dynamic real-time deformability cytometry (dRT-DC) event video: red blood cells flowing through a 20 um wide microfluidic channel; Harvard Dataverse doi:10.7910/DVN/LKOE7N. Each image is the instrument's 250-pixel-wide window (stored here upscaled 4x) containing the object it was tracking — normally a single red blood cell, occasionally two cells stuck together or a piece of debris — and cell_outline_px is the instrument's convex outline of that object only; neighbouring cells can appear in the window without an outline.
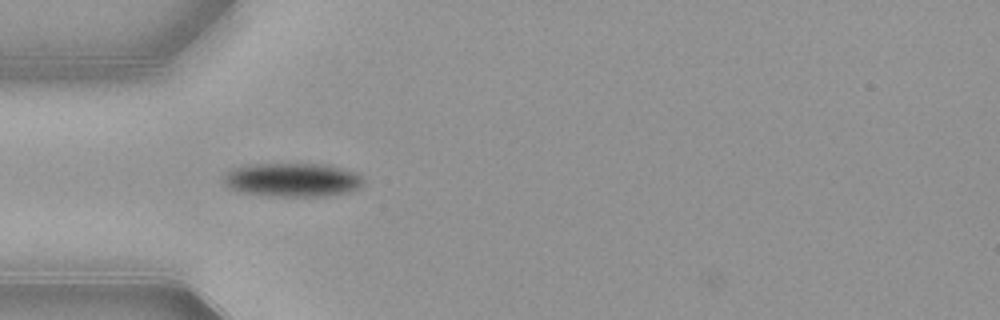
{"species": "common noctule bat (a hibernating species)", "species_latin": "Nyctalus noctula", "temperature_condition": "warm", "stored_images_in_passage": 39, "camera_frame_rate_fps": 3000, "um_per_image_px": 0.085, "animal": {"sex": "female", "body_mass_g": 21.9}, "frame": {"image": 1, "passage_image": 2, "time_ms": 0.333, "image_size_px": [1000, 320], "cell_outline_px": [[364, 184], [360, 188], [348, 192], [324, 196], [272, 196], [240, 192], [228, 188], [224, 184], [224, 176], [232, 168], [248, 164], [328, 164], [352, 172], [360, 176], [364, 180]], "centroid_in_image_um": [24.84, 15.29], "position_along_channel_um": 60.2, "area_um2": 27.57}}
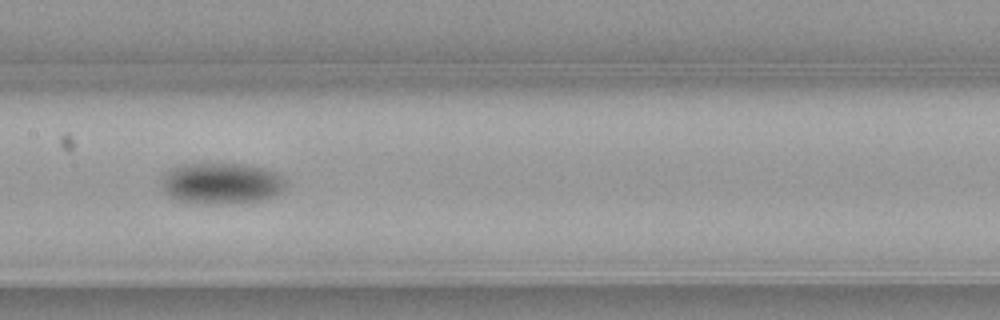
{"frame": {"image": 2, "passage_image": 12, "time_ms": 3.667, "image_size_px": [1000, 320], "cell_outline_px": [[288, 184], [280, 192], [256, 200], [232, 204], [200, 204], [176, 200], [168, 196], [164, 192], [160, 184], [164, 176], [172, 168], [184, 164], [240, 164], [264, 168], [276, 172], [284, 176]], "centroid_in_image_um": [18.8, 15.59], "position_along_channel_um": 188.6, "area_um2": 29.88}}
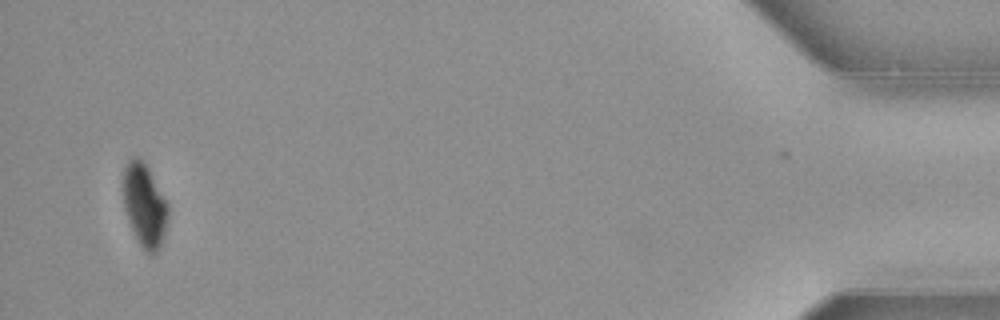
{"frame": {"image": 3, "passage_image": 37, "time_ms": 12.0, "image_size_px": [1000, 320], "cell_outline_px": [[168, 220], [164, 236], [160, 248], [152, 256], [144, 252], [140, 248], [136, 240], [128, 220], [124, 208], [120, 188], [120, 184], [124, 168], [128, 160], [132, 156], [136, 156], [148, 168], [168, 204]], "centroid_in_image_um": [12.24, 17.49], "position_along_channel_um": 423.0, "area_um2": 22.48}, "authors_computed_cell_mechanics": {"area_um2": 27.8596, "velocity_mm_per_s": 3.881, "shape_relaxation_time_tau1_ms": 2.5084, "shape_relaxation_time_tau2_ms": null, "deformation_change_tau1": 0.1005, "deformation_change_tau2": null}}